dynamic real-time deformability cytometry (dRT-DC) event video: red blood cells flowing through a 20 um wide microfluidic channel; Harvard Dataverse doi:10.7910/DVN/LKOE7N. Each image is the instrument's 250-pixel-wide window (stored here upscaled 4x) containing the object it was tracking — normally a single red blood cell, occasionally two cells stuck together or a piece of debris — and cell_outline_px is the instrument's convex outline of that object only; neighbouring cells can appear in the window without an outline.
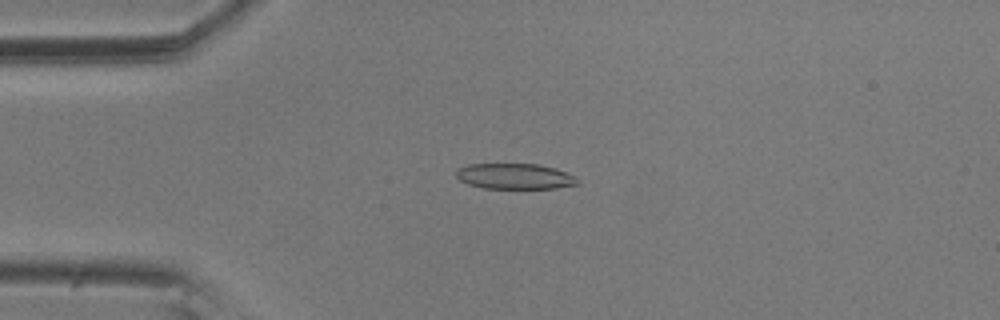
{"species": "common noctule bat (a hibernating species)", "species_latin": "Nyctalus noctula", "temperature_condition": "room temperature", "stored_images_in_passage": 2, "camera_frame_rate_fps": 3000, "um_per_image_px": 0.085, "animal": {"sex": "male", "body_mass_g": 20.5, "forearm_length_mm": 52.5}, "frame": {"image": 1, "passage_image": 2, "time_ms": 0.333, "image_size_px": [1000, 320], "cell_outline_px": [[580, 184], [556, 188], [484, 188], [468, 184], [460, 180], [456, 176], [456, 168], [468, 164], [540, 164], [556, 168], [576, 176], [580, 180]], "centroid_in_image_um": [43.79, 14.98], "position_along_channel_um": 41.2, "area_um2": 18.32}}